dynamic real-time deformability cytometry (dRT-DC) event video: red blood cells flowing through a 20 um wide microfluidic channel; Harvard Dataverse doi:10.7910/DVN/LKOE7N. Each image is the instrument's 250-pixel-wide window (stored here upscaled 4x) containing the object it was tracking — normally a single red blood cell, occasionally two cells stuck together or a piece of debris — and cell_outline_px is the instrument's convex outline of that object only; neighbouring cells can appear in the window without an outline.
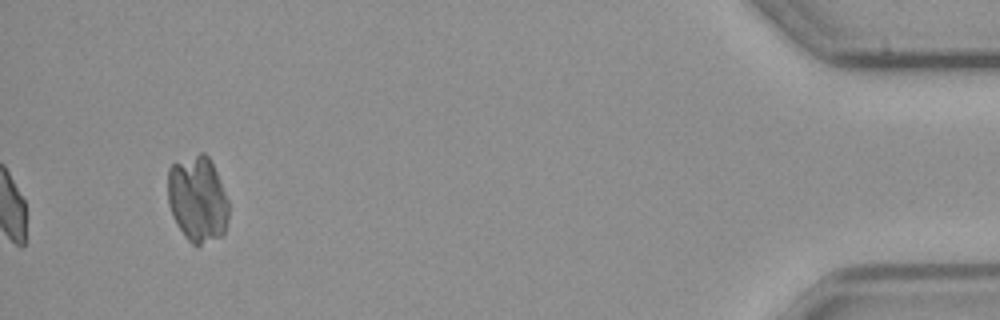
{"species": "common noctule bat (a hibernating species)", "species_latin": "Nyctalus noctula", "temperature_condition": "cold", "stored_images_in_passage": 44, "camera_frame_rate_fps": 3000, "um_per_image_px": 0.085, "animal": {"sex": "male", "body_mass_g": 23.1, "forearm_length_mm": 52.7}, "frame": {"image": 1, "passage_image": 44, "time_ms": 14.333, "image_size_px": [1000, 320], "cell_outline_px": [[228, 220], [224, 232], [220, 236], [200, 244], [192, 244], [184, 236], [176, 224], [172, 216], [168, 204], [168, 168], [172, 164], [200, 152], [204, 152], [208, 156], [216, 172], [228, 200]], "centroid_in_image_um": [16.77, 16.91], "position_along_channel_um": 418.4, "area_um2": 30.46}}